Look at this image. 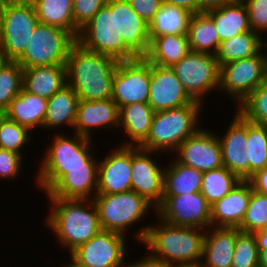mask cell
<instances>
[{
    "instance_id": "43",
    "label": "cell",
    "mask_w": 267,
    "mask_h": 267,
    "mask_svg": "<svg viewBox=\"0 0 267 267\" xmlns=\"http://www.w3.org/2000/svg\"><path fill=\"white\" fill-rule=\"evenodd\" d=\"M246 5L250 29L263 37L267 34V0H242Z\"/></svg>"
},
{
    "instance_id": "6",
    "label": "cell",
    "mask_w": 267,
    "mask_h": 267,
    "mask_svg": "<svg viewBox=\"0 0 267 267\" xmlns=\"http://www.w3.org/2000/svg\"><path fill=\"white\" fill-rule=\"evenodd\" d=\"M202 103L155 112L146 140L139 146L144 150L170 155L191 135L203 127ZM202 122V123H201ZM202 125V126H201ZM171 153V154H170Z\"/></svg>"
},
{
    "instance_id": "12",
    "label": "cell",
    "mask_w": 267,
    "mask_h": 267,
    "mask_svg": "<svg viewBox=\"0 0 267 267\" xmlns=\"http://www.w3.org/2000/svg\"><path fill=\"white\" fill-rule=\"evenodd\" d=\"M127 240L130 239L120 233L101 230L70 254L88 267H127V256L134 253L135 247Z\"/></svg>"
},
{
    "instance_id": "13",
    "label": "cell",
    "mask_w": 267,
    "mask_h": 267,
    "mask_svg": "<svg viewBox=\"0 0 267 267\" xmlns=\"http://www.w3.org/2000/svg\"><path fill=\"white\" fill-rule=\"evenodd\" d=\"M168 224L207 230L211 224V205L201 192L163 196L156 215Z\"/></svg>"
},
{
    "instance_id": "27",
    "label": "cell",
    "mask_w": 267,
    "mask_h": 267,
    "mask_svg": "<svg viewBox=\"0 0 267 267\" xmlns=\"http://www.w3.org/2000/svg\"><path fill=\"white\" fill-rule=\"evenodd\" d=\"M46 111L47 99L29 93L23 88L10 102L5 116L34 133L37 129L38 132L42 131Z\"/></svg>"
},
{
    "instance_id": "39",
    "label": "cell",
    "mask_w": 267,
    "mask_h": 267,
    "mask_svg": "<svg viewBox=\"0 0 267 267\" xmlns=\"http://www.w3.org/2000/svg\"><path fill=\"white\" fill-rule=\"evenodd\" d=\"M22 89L23 68L16 61H7L0 69V109L5 111Z\"/></svg>"
},
{
    "instance_id": "57",
    "label": "cell",
    "mask_w": 267,
    "mask_h": 267,
    "mask_svg": "<svg viewBox=\"0 0 267 267\" xmlns=\"http://www.w3.org/2000/svg\"><path fill=\"white\" fill-rule=\"evenodd\" d=\"M7 3H32L34 0H5Z\"/></svg>"
},
{
    "instance_id": "42",
    "label": "cell",
    "mask_w": 267,
    "mask_h": 267,
    "mask_svg": "<svg viewBox=\"0 0 267 267\" xmlns=\"http://www.w3.org/2000/svg\"><path fill=\"white\" fill-rule=\"evenodd\" d=\"M267 226V195L252 191L240 231L254 233Z\"/></svg>"
},
{
    "instance_id": "47",
    "label": "cell",
    "mask_w": 267,
    "mask_h": 267,
    "mask_svg": "<svg viewBox=\"0 0 267 267\" xmlns=\"http://www.w3.org/2000/svg\"><path fill=\"white\" fill-rule=\"evenodd\" d=\"M146 254H143L144 256L140 255L139 259H133L128 260L127 267H175L171 263H168L167 261L163 259H159L157 257H154L149 252L147 253V250H144Z\"/></svg>"
},
{
    "instance_id": "25",
    "label": "cell",
    "mask_w": 267,
    "mask_h": 267,
    "mask_svg": "<svg viewBox=\"0 0 267 267\" xmlns=\"http://www.w3.org/2000/svg\"><path fill=\"white\" fill-rule=\"evenodd\" d=\"M79 100L78 95L68 84L56 92L47 100V111L42 130L64 133L67 130L65 127H68L69 130L71 128L70 131L73 133Z\"/></svg>"
},
{
    "instance_id": "58",
    "label": "cell",
    "mask_w": 267,
    "mask_h": 267,
    "mask_svg": "<svg viewBox=\"0 0 267 267\" xmlns=\"http://www.w3.org/2000/svg\"><path fill=\"white\" fill-rule=\"evenodd\" d=\"M263 50L265 52V56H266V60H267V34L265 36H263Z\"/></svg>"
},
{
    "instance_id": "44",
    "label": "cell",
    "mask_w": 267,
    "mask_h": 267,
    "mask_svg": "<svg viewBox=\"0 0 267 267\" xmlns=\"http://www.w3.org/2000/svg\"><path fill=\"white\" fill-rule=\"evenodd\" d=\"M24 162V158L12 151H8L6 149L0 148V182L2 180H15L19 178L24 168V164L26 166V163Z\"/></svg>"
},
{
    "instance_id": "26",
    "label": "cell",
    "mask_w": 267,
    "mask_h": 267,
    "mask_svg": "<svg viewBox=\"0 0 267 267\" xmlns=\"http://www.w3.org/2000/svg\"><path fill=\"white\" fill-rule=\"evenodd\" d=\"M237 228L210 227L206 230L201 263L205 267H232Z\"/></svg>"
},
{
    "instance_id": "46",
    "label": "cell",
    "mask_w": 267,
    "mask_h": 267,
    "mask_svg": "<svg viewBox=\"0 0 267 267\" xmlns=\"http://www.w3.org/2000/svg\"><path fill=\"white\" fill-rule=\"evenodd\" d=\"M132 9L148 24L160 10L163 0H128Z\"/></svg>"
},
{
    "instance_id": "20",
    "label": "cell",
    "mask_w": 267,
    "mask_h": 267,
    "mask_svg": "<svg viewBox=\"0 0 267 267\" xmlns=\"http://www.w3.org/2000/svg\"><path fill=\"white\" fill-rule=\"evenodd\" d=\"M227 130L221 134L216 131L222 149L223 166L241 180L249 178V160L246 157L247 120L236 110Z\"/></svg>"
},
{
    "instance_id": "14",
    "label": "cell",
    "mask_w": 267,
    "mask_h": 267,
    "mask_svg": "<svg viewBox=\"0 0 267 267\" xmlns=\"http://www.w3.org/2000/svg\"><path fill=\"white\" fill-rule=\"evenodd\" d=\"M150 62L145 57L119 61L113 77L112 100L120 110L132 103H148Z\"/></svg>"
},
{
    "instance_id": "55",
    "label": "cell",
    "mask_w": 267,
    "mask_h": 267,
    "mask_svg": "<svg viewBox=\"0 0 267 267\" xmlns=\"http://www.w3.org/2000/svg\"><path fill=\"white\" fill-rule=\"evenodd\" d=\"M8 60L6 59L4 53L0 50V69L5 65Z\"/></svg>"
},
{
    "instance_id": "30",
    "label": "cell",
    "mask_w": 267,
    "mask_h": 267,
    "mask_svg": "<svg viewBox=\"0 0 267 267\" xmlns=\"http://www.w3.org/2000/svg\"><path fill=\"white\" fill-rule=\"evenodd\" d=\"M169 159L164 170L163 196L200 192L204 172L184 166L173 157Z\"/></svg>"
},
{
    "instance_id": "24",
    "label": "cell",
    "mask_w": 267,
    "mask_h": 267,
    "mask_svg": "<svg viewBox=\"0 0 267 267\" xmlns=\"http://www.w3.org/2000/svg\"><path fill=\"white\" fill-rule=\"evenodd\" d=\"M154 113L148 103H132L122 107L119 110L118 131L125 138L119 145L140 146L149 135Z\"/></svg>"
},
{
    "instance_id": "52",
    "label": "cell",
    "mask_w": 267,
    "mask_h": 267,
    "mask_svg": "<svg viewBox=\"0 0 267 267\" xmlns=\"http://www.w3.org/2000/svg\"><path fill=\"white\" fill-rule=\"evenodd\" d=\"M67 257L69 259H67L66 262L63 261V263L59 264L58 265L59 267H88L87 265H84V264L80 263L71 254L67 255Z\"/></svg>"
},
{
    "instance_id": "35",
    "label": "cell",
    "mask_w": 267,
    "mask_h": 267,
    "mask_svg": "<svg viewBox=\"0 0 267 267\" xmlns=\"http://www.w3.org/2000/svg\"><path fill=\"white\" fill-rule=\"evenodd\" d=\"M187 36L191 51L217 54L221 42L213 20L205 12L192 15Z\"/></svg>"
},
{
    "instance_id": "53",
    "label": "cell",
    "mask_w": 267,
    "mask_h": 267,
    "mask_svg": "<svg viewBox=\"0 0 267 267\" xmlns=\"http://www.w3.org/2000/svg\"><path fill=\"white\" fill-rule=\"evenodd\" d=\"M259 267H267V249L259 250Z\"/></svg>"
},
{
    "instance_id": "59",
    "label": "cell",
    "mask_w": 267,
    "mask_h": 267,
    "mask_svg": "<svg viewBox=\"0 0 267 267\" xmlns=\"http://www.w3.org/2000/svg\"><path fill=\"white\" fill-rule=\"evenodd\" d=\"M4 117H5V111L0 109V123Z\"/></svg>"
},
{
    "instance_id": "41",
    "label": "cell",
    "mask_w": 267,
    "mask_h": 267,
    "mask_svg": "<svg viewBox=\"0 0 267 267\" xmlns=\"http://www.w3.org/2000/svg\"><path fill=\"white\" fill-rule=\"evenodd\" d=\"M232 267H259V250L254 233L237 228Z\"/></svg>"
},
{
    "instance_id": "11",
    "label": "cell",
    "mask_w": 267,
    "mask_h": 267,
    "mask_svg": "<svg viewBox=\"0 0 267 267\" xmlns=\"http://www.w3.org/2000/svg\"><path fill=\"white\" fill-rule=\"evenodd\" d=\"M38 23L32 3H6L0 50L8 61H16L23 54Z\"/></svg>"
},
{
    "instance_id": "36",
    "label": "cell",
    "mask_w": 267,
    "mask_h": 267,
    "mask_svg": "<svg viewBox=\"0 0 267 267\" xmlns=\"http://www.w3.org/2000/svg\"><path fill=\"white\" fill-rule=\"evenodd\" d=\"M240 181L237 175L222 166L203 173L200 192L212 205L227 195Z\"/></svg>"
},
{
    "instance_id": "51",
    "label": "cell",
    "mask_w": 267,
    "mask_h": 267,
    "mask_svg": "<svg viewBox=\"0 0 267 267\" xmlns=\"http://www.w3.org/2000/svg\"><path fill=\"white\" fill-rule=\"evenodd\" d=\"M257 240L258 250L267 249V226L254 232Z\"/></svg>"
},
{
    "instance_id": "28",
    "label": "cell",
    "mask_w": 267,
    "mask_h": 267,
    "mask_svg": "<svg viewBox=\"0 0 267 267\" xmlns=\"http://www.w3.org/2000/svg\"><path fill=\"white\" fill-rule=\"evenodd\" d=\"M66 85V65L35 66L23 69V88L47 100Z\"/></svg>"
},
{
    "instance_id": "15",
    "label": "cell",
    "mask_w": 267,
    "mask_h": 267,
    "mask_svg": "<svg viewBox=\"0 0 267 267\" xmlns=\"http://www.w3.org/2000/svg\"><path fill=\"white\" fill-rule=\"evenodd\" d=\"M159 154L161 153L131 146V190L155 208L163 201L165 165L158 161Z\"/></svg>"
},
{
    "instance_id": "3",
    "label": "cell",
    "mask_w": 267,
    "mask_h": 267,
    "mask_svg": "<svg viewBox=\"0 0 267 267\" xmlns=\"http://www.w3.org/2000/svg\"><path fill=\"white\" fill-rule=\"evenodd\" d=\"M116 59L84 48L75 41L66 60L67 84L79 99L97 101L112 98Z\"/></svg>"
},
{
    "instance_id": "33",
    "label": "cell",
    "mask_w": 267,
    "mask_h": 267,
    "mask_svg": "<svg viewBox=\"0 0 267 267\" xmlns=\"http://www.w3.org/2000/svg\"><path fill=\"white\" fill-rule=\"evenodd\" d=\"M192 15L193 13L186 9L163 2L149 23L150 41L160 35L187 34Z\"/></svg>"
},
{
    "instance_id": "16",
    "label": "cell",
    "mask_w": 267,
    "mask_h": 267,
    "mask_svg": "<svg viewBox=\"0 0 267 267\" xmlns=\"http://www.w3.org/2000/svg\"><path fill=\"white\" fill-rule=\"evenodd\" d=\"M207 128L211 126L201 127L195 134L189 136L172 153V157L184 166L202 172L222 167V149L216 130Z\"/></svg>"
},
{
    "instance_id": "56",
    "label": "cell",
    "mask_w": 267,
    "mask_h": 267,
    "mask_svg": "<svg viewBox=\"0 0 267 267\" xmlns=\"http://www.w3.org/2000/svg\"><path fill=\"white\" fill-rule=\"evenodd\" d=\"M176 267H205L201 262L195 264H183Z\"/></svg>"
},
{
    "instance_id": "8",
    "label": "cell",
    "mask_w": 267,
    "mask_h": 267,
    "mask_svg": "<svg viewBox=\"0 0 267 267\" xmlns=\"http://www.w3.org/2000/svg\"><path fill=\"white\" fill-rule=\"evenodd\" d=\"M267 60L262 49L258 54L220 66L218 94L229 97L237 107L264 81ZM221 94H220V93Z\"/></svg>"
},
{
    "instance_id": "17",
    "label": "cell",
    "mask_w": 267,
    "mask_h": 267,
    "mask_svg": "<svg viewBox=\"0 0 267 267\" xmlns=\"http://www.w3.org/2000/svg\"><path fill=\"white\" fill-rule=\"evenodd\" d=\"M99 157L97 194L131 190V146H113Z\"/></svg>"
},
{
    "instance_id": "1",
    "label": "cell",
    "mask_w": 267,
    "mask_h": 267,
    "mask_svg": "<svg viewBox=\"0 0 267 267\" xmlns=\"http://www.w3.org/2000/svg\"><path fill=\"white\" fill-rule=\"evenodd\" d=\"M49 202L43 221L67 254L88 242L102 229L97 208L91 199L46 197ZM54 233V234H53Z\"/></svg>"
},
{
    "instance_id": "45",
    "label": "cell",
    "mask_w": 267,
    "mask_h": 267,
    "mask_svg": "<svg viewBox=\"0 0 267 267\" xmlns=\"http://www.w3.org/2000/svg\"><path fill=\"white\" fill-rule=\"evenodd\" d=\"M109 0H73L74 24L81 29Z\"/></svg>"
},
{
    "instance_id": "50",
    "label": "cell",
    "mask_w": 267,
    "mask_h": 267,
    "mask_svg": "<svg viewBox=\"0 0 267 267\" xmlns=\"http://www.w3.org/2000/svg\"><path fill=\"white\" fill-rule=\"evenodd\" d=\"M235 0H200V13L207 12L223 5L229 4Z\"/></svg>"
},
{
    "instance_id": "38",
    "label": "cell",
    "mask_w": 267,
    "mask_h": 267,
    "mask_svg": "<svg viewBox=\"0 0 267 267\" xmlns=\"http://www.w3.org/2000/svg\"><path fill=\"white\" fill-rule=\"evenodd\" d=\"M27 127L8 119L6 116L0 123V148L15 152L24 158L25 147L34 146V134ZM33 142V143H31ZM31 143V144H30Z\"/></svg>"
},
{
    "instance_id": "2",
    "label": "cell",
    "mask_w": 267,
    "mask_h": 267,
    "mask_svg": "<svg viewBox=\"0 0 267 267\" xmlns=\"http://www.w3.org/2000/svg\"><path fill=\"white\" fill-rule=\"evenodd\" d=\"M65 133L52 134L50 141H47L50 145H46L47 148L38 161V171L32 177H35L34 186L37 185L36 189L41 193L46 194L70 168L98 167L99 157L95 156L98 146L95 145V139L92 141L74 132L71 135Z\"/></svg>"
},
{
    "instance_id": "49",
    "label": "cell",
    "mask_w": 267,
    "mask_h": 267,
    "mask_svg": "<svg viewBox=\"0 0 267 267\" xmlns=\"http://www.w3.org/2000/svg\"><path fill=\"white\" fill-rule=\"evenodd\" d=\"M163 2L186 9L193 14L200 13V0H163Z\"/></svg>"
},
{
    "instance_id": "37",
    "label": "cell",
    "mask_w": 267,
    "mask_h": 267,
    "mask_svg": "<svg viewBox=\"0 0 267 267\" xmlns=\"http://www.w3.org/2000/svg\"><path fill=\"white\" fill-rule=\"evenodd\" d=\"M246 157L249 160V177L267 168V126L247 121Z\"/></svg>"
},
{
    "instance_id": "21",
    "label": "cell",
    "mask_w": 267,
    "mask_h": 267,
    "mask_svg": "<svg viewBox=\"0 0 267 267\" xmlns=\"http://www.w3.org/2000/svg\"><path fill=\"white\" fill-rule=\"evenodd\" d=\"M253 189L241 180L227 195L211 205L212 227L238 228L245 216Z\"/></svg>"
},
{
    "instance_id": "34",
    "label": "cell",
    "mask_w": 267,
    "mask_h": 267,
    "mask_svg": "<svg viewBox=\"0 0 267 267\" xmlns=\"http://www.w3.org/2000/svg\"><path fill=\"white\" fill-rule=\"evenodd\" d=\"M263 49V37L256 32L248 31L220 43L216 59L219 66L245 59L258 54Z\"/></svg>"
},
{
    "instance_id": "54",
    "label": "cell",
    "mask_w": 267,
    "mask_h": 267,
    "mask_svg": "<svg viewBox=\"0 0 267 267\" xmlns=\"http://www.w3.org/2000/svg\"><path fill=\"white\" fill-rule=\"evenodd\" d=\"M6 3L7 2L5 0H0V35L2 32V27H3V16H4Z\"/></svg>"
},
{
    "instance_id": "9",
    "label": "cell",
    "mask_w": 267,
    "mask_h": 267,
    "mask_svg": "<svg viewBox=\"0 0 267 267\" xmlns=\"http://www.w3.org/2000/svg\"><path fill=\"white\" fill-rule=\"evenodd\" d=\"M76 39L66 30L38 23L29 44L16 62L23 68L65 65Z\"/></svg>"
},
{
    "instance_id": "29",
    "label": "cell",
    "mask_w": 267,
    "mask_h": 267,
    "mask_svg": "<svg viewBox=\"0 0 267 267\" xmlns=\"http://www.w3.org/2000/svg\"><path fill=\"white\" fill-rule=\"evenodd\" d=\"M205 13L213 20L220 42L251 31L248 11L242 0H235Z\"/></svg>"
},
{
    "instance_id": "32",
    "label": "cell",
    "mask_w": 267,
    "mask_h": 267,
    "mask_svg": "<svg viewBox=\"0 0 267 267\" xmlns=\"http://www.w3.org/2000/svg\"><path fill=\"white\" fill-rule=\"evenodd\" d=\"M32 4L39 23L64 29L77 39L80 29L74 24L73 0H34Z\"/></svg>"
},
{
    "instance_id": "18",
    "label": "cell",
    "mask_w": 267,
    "mask_h": 267,
    "mask_svg": "<svg viewBox=\"0 0 267 267\" xmlns=\"http://www.w3.org/2000/svg\"><path fill=\"white\" fill-rule=\"evenodd\" d=\"M194 101L170 67L150 63V86L148 104L154 112L179 108Z\"/></svg>"
},
{
    "instance_id": "31",
    "label": "cell",
    "mask_w": 267,
    "mask_h": 267,
    "mask_svg": "<svg viewBox=\"0 0 267 267\" xmlns=\"http://www.w3.org/2000/svg\"><path fill=\"white\" fill-rule=\"evenodd\" d=\"M187 34L160 35L150 41L145 58L159 67H172L190 52Z\"/></svg>"
},
{
    "instance_id": "40",
    "label": "cell",
    "mask_w": 267,
    "mask_h": 267,
    "mask_svg": "<svg viewBox=\"0 0 267 267\" xmlns=\"http://www.w3.org/2000/svg\"><path fill=\"white\" fill-rule=\"evenodd\" d=\"M236 110L247 121L267 126V81L256 88Z\"/></svg>"
},
{
    "instance_id": "48",
    "label": "cell",
    "mask_w": 267,
    "mask_h": 267,
    "mask_svg": "<svg viewBox=\"0 0 267 267\" xmlns=\"http://www.w3.org/2000/svg\"><path fill=\"white\" fill-rule=\"evenodd\" d=\"M247 181L254 191L267 195V168L255 172Z\"/></svg>"
},
{
    "instance_id": "7",
    "label": "cell",
    "mask_w": 267,
    "mask_h": 267,
    "mask_svg": "<svg viewBox=\"0 0 267 267\" xmlns=\"http://www.w3.org/2000/svg\"><path fill=\"white\" fill-rule=\"evenodd\" d=\"M84 48L112 57L117 61L139 58L117 31L116 0H109L94 17L80 29L76 39Z\"/></svg>"
},
{
    "instance_id": "5",
    "label": "cell",
    "mask_w": 267,
    "mask_h": 267,
    "mask_svg": "<svg viewBox=\"0 0 267 267\" xmlns=\"http://www.w3.org/2000/svg\"><path fill=\"white\" fill-rule=\"evenodd\" d=\"M92 200L97 208L102 230L129 237L132 229L137 227V224L138 226L142 224L143 226L136 229L131 236L138 244L142 243L150 226L149 222L146 223V216L156 215V208L151 203L133 190L114 194H96ZM151 210L154 213L150 214Z\"/></svg>"
},
{
    "instance_id": "22",
    "label": "cell",
    "mask_w": 267,
    "mask_h": 267,
    "mask_svg": "<svg viewBox=\"0 0 267 267\" xmlns=\"http://www.w3.org/2000/svg\"><path fill=\"white\" fill-rule=\"evenodd\" d=\"M116 24L125 44L138 57H145L150 46L149 24L132 9L128 0H116Z\"/></svg>"
},
{
    "instance_id": "4",
    "label": "cell",
    "mask_w": 267,
    "mask_h": 267,
    "mask_svg": "<svg viewBox=\"0 0 267 267\" xmlns=\"http://www.w3.org/2000/svg\"><path fill=\"white\" fill-rule=\"evenodd\" d=\"M154 219L158 220L149 223L150 226L141 243L147 248V252L175 267L201 262L206 230L171 225L157 216Z\"/></svg>"
},
{
    "instance_id": "10",
    "label": "cell",
    "mask_w": 267,
    "mask_h": 267,
    "mask_svg": "<svg viewBox=\"0 0 267 267\" xmlns=\"http://www.w3.org/2000/svg\"><path fill=\"white\" fill-rule=\"evenodd\" d=\"M171 69L188 95L205 107L208 94L212 92L218 94L220 66L216 55L190 51Z\"/></svg>"
},
{
    "instance_id": "19",
    "label": "cell",
    "mask_w": 267,
    "mask_h": 267,
    "mask_svg": "<svg viewBox=\"0 0 267 267\" xmlns=\"http://www.w3.org/2000/svg\"><path fill=\"white\" fill-rule=\"evenodd\" d=\"M99 129V130H97ZM119 130V109L112 99L88 101L80 99L74 123V133L93 140L97 131ZM97 130V131H96ZM96 131V133H95Z\"/></svg>"
},
{
    "instance_id": "23",
    "label": "cell",
    "mask_w": 267,
    "mask_h": 267,
    "mask_svg": "<svg viewBox=\"0 0 267 267\" xmlns=\"http://www.w3.org/2000/svg\"><path fill=\"white\" fill-rule=\"evenodd\" d=\"M98 188V167H76L68 172L46 193L45 197L64 199H93Z\"/></svg>"
}]
</instances>
